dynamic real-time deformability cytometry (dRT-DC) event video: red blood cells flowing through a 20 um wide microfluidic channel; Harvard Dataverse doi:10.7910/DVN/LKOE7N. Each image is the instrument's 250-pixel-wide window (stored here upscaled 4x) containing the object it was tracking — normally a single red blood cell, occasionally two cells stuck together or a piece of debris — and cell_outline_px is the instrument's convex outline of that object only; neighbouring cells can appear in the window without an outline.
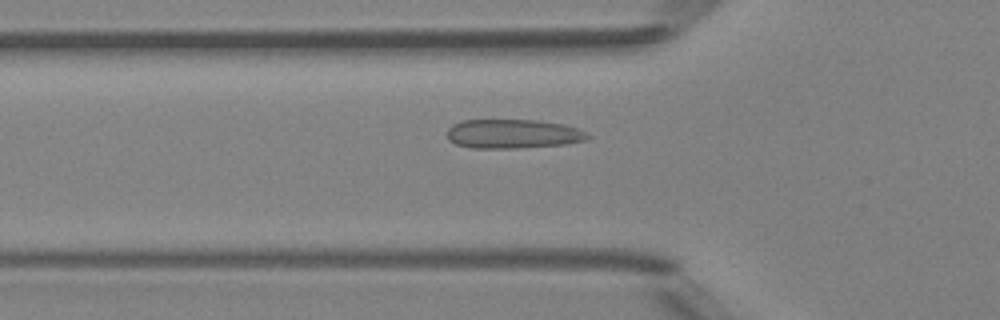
{"species": "Egyptian fruit bat (a non-hibernating species)", "species_latin": "Rousettus aegyptiacus", "temperature_condition": "room temperature", "stored_images_in_passage": 43, "camera_frame_rate_fps": 3000, "um_per_image_px": 0.085, "animal": {"sex": "female"}, "frame": {"image": 1, "passage_image": 17, "time_ms": 5.333, "image_size_px": [1000, 320], "cell_outline_px": [[592, 136], [584, 140], [568, 144], [516, 148], [472, 148], [456, 144], [448, 140], [448, 128], [452, 124], [460, 120], [536, 120], [564, 124], [580, 128]], "centroid_in_image_um": [43.62, 11.37], "position_along_channel_um": 82.2, "area_um2": 24.1}}
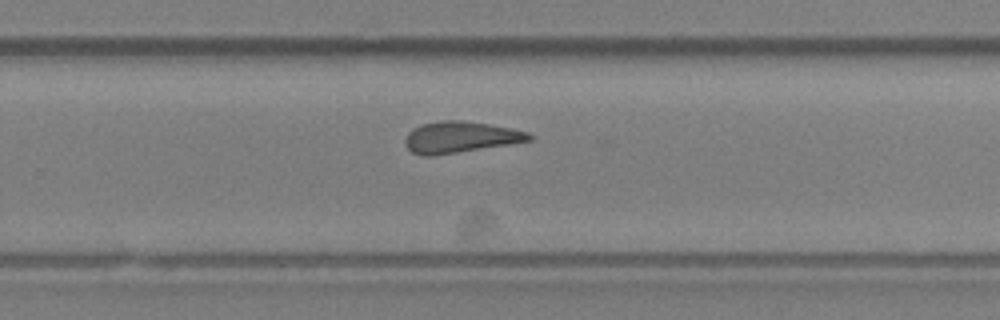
{"frame": {"image": 2, "passage_image": 32, "time_ms": 10.333, "image_size_px": [1000, 320], "cell_outline_px": [[532, 140], [508, 144], [432, 156], [424, 156], [412, 152], [404, 144], [404, 140], [408, 132], [412, 128], [424, 124], [444, 120], [464, 120], [512, 128], [528, 132], [532, 136]], "centroid_in_image_um": [39.09, 11.65], "position_along_channel_um": 290.7, "area_um2": 22.43}}
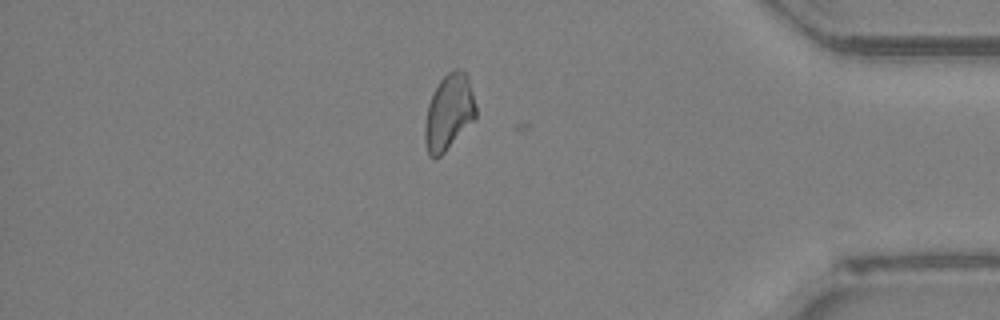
{"frame": {"image": 3, "passage_image": 42, "time_ms": 13.667, "image_size_px": [1000, 320], "cell_outline_px": [[476, 116], [444, 152], [436, 160], [432, 160], [428, 156], [424, 140], [424, 124], [428, 104], [440, 80], [448, 72], [456, 68], [460, 68], [468, 76], [476, 104]], "centroid_in_image_um": [38.13, 9.55], "position_along_channel_um": 397.1, "area_um2": 22.43}, "authors_computed_cell_mechanics": {"area_um2": 23.4668, "velocity_mm_per_s": 4.1801, "shape_relaxation_time_tau1_ms": null, "shape_relaxation_time_tau2_ms": 1.2871, "deformation_change_tau1": null, "deformation_change_tau2": 0.082}}